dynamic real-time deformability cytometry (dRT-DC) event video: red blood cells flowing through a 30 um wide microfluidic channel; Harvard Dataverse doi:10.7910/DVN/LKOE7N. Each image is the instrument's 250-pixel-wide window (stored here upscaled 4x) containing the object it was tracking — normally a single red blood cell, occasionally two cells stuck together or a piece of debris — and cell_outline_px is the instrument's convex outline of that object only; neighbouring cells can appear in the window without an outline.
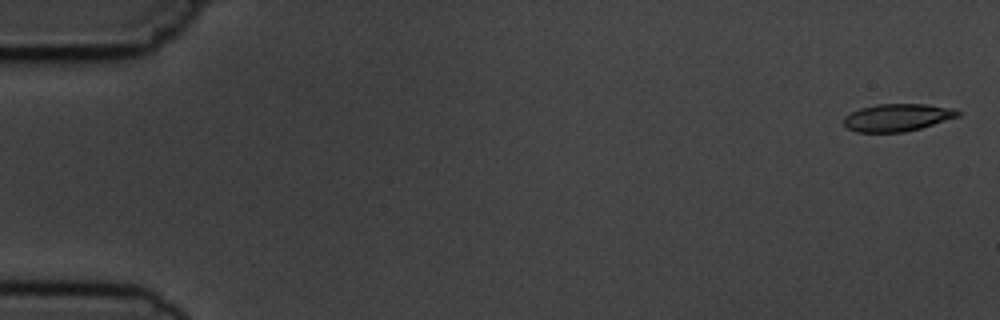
{"species": "common noctule bat (a hibernating species)", "species_latin": "Nyctalus noctula", "temperature_condition": "cold", "stored_images_in_passage": 6, "camera_frame_rate_fps": 3000, "um_per_image_px": 0.085, "animal": {"sex": "male", "body_mass_g": 19.5, "forearm_length_mm": 54.6}, "frame": {"image": 1, "passage_image": 1, "time_ms": 0.0, "image_size_px": [1000, 320], "cell_outline_px": [[960, 116], [920, 128], [904, 132], [856, 132], [848, 128], [844, 124], [844, 116], [860, 108], [876, 104], [924, 104], [956, 108], [960, 112]], "centroid_in_image_um": [76.29, 9.98], "position_along_channel_um": 8.7, "area_um2": 18.26}}